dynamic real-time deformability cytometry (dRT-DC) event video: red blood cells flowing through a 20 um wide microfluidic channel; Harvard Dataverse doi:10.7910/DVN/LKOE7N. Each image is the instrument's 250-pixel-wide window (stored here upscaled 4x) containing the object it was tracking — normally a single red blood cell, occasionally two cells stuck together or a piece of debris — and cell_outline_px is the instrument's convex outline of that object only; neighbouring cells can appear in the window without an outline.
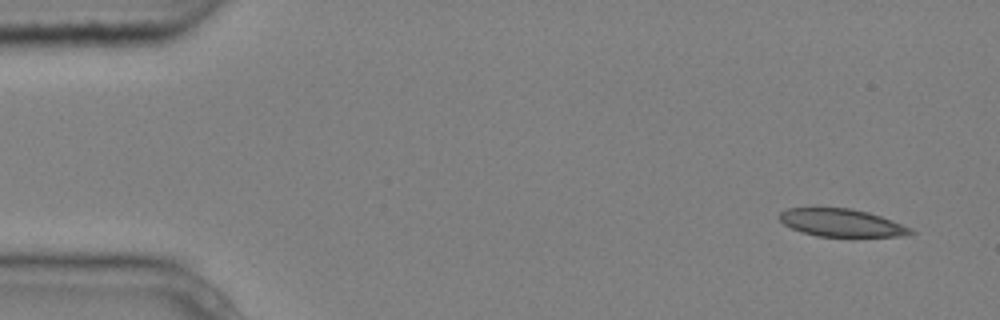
{"species": "common noctule bat (a hibernating species)", "species_latin": "Nyctalus noctula", "temperature_condition": "cold", "stored_images_in_passage": 7, "camera_frame_rate_fps": 3000, "um_per_image_px": 0.085, "animal": {"sex": "male", "body_mass_g": 20.4}, "frame": {"image": 1, "passage_image": 1, "time_ms": 0.0, "image_size_px": [1000, 320], "cell_outline_px": [[916, 232], [900, 236], [816, 236], [792, 228], [784, 224], [780, 220], [780, 212], [788, 208], [852, 208], [868, 212], [892, 220], [912, 228]], "centroid_in_image_um": [71.55, 18.93], "position_along_channel_um": 13.5, "area_um2": 20.92}}
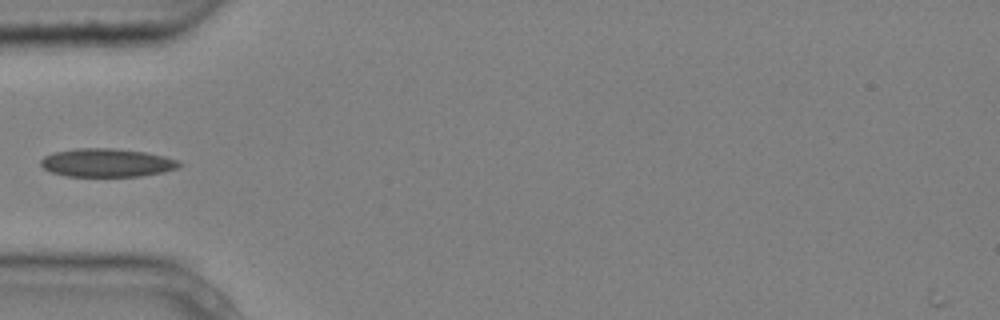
{"frame": {"image": 2, "passage_image": 5, "time_ms": 1.333, "image_size_px": [1000, 320], "cell_outline_px": [[184, 164], [176, 168], [164, 172], [140, 176], [64, 176], [52, 172], [44, 168], [40, 164], [40, 160], [44, 156], [56, 152], [76, 148], [112, 148], [144, 152], [164, 156], [176, 160]], "centroid_in_image_um": [9.08, 13.83], "position_along_channel_um": 75.9, "area_um2": 22.77}}
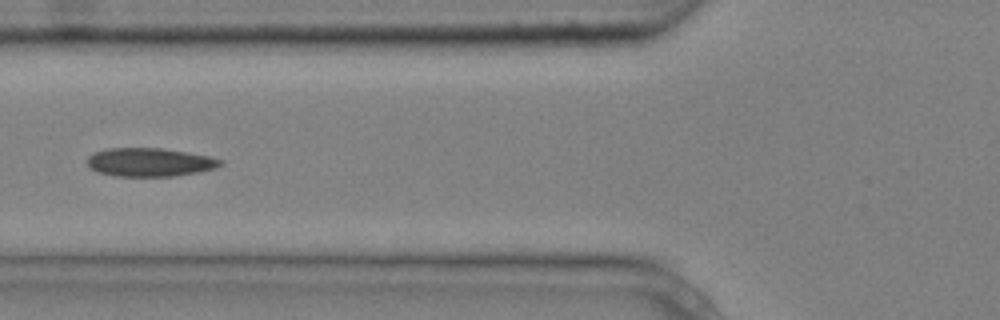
{"frame": {"image": 3, "passage_image": 6, "time_ms": 1.667, "image_size_px": [1000, 320], "cell_outline_px": [[224, 164], [216, 168], [196, 172], [172, 176], [116, 176], [96, 172], [88, 168], [88, 156], [92, 152], [108, 148], [164, 148], [188, 152], [208, 156], [224, 160]], "centroid_in_image_um": [12.71, 13.78], "position_along_channel_um": 113.1, "area_um2": 22.31}}